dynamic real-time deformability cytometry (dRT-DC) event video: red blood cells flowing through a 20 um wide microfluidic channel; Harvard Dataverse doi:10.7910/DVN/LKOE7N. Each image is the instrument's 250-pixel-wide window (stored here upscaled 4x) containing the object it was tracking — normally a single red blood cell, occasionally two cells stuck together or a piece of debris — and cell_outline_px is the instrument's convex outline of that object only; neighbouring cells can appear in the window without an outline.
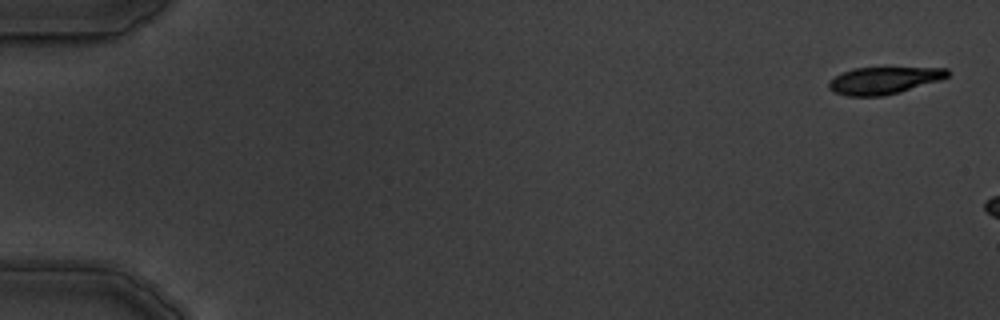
{"species": "common noctule bat (a hibernating species)", "species_latin": "Nyctalus noctula", "temperature_condition": "warm", "stored_images_in_passage": 3, "camera_frame_rate_fps": 3000, "um_per_image_px": 0.085, "animal": {"sex": "male", "body_mass_g": 19.5, "forearm_length_mm": 54.6}, "frame": {"image": 1, "passage_image": 1, "time_ms": 0.0, "image_size_px": [1000, 320], "cell_outline_px": [[948, 76], [940, 80], [900, 92], [884, 96], [848, 96], [832, 92], [828, 88], [828, 80], [852, 68], [948, 68]], "centroid_in_image_um": [75.08, 6.85], "position_along_channel_um": 9.9, "area_um2": 18.67}}